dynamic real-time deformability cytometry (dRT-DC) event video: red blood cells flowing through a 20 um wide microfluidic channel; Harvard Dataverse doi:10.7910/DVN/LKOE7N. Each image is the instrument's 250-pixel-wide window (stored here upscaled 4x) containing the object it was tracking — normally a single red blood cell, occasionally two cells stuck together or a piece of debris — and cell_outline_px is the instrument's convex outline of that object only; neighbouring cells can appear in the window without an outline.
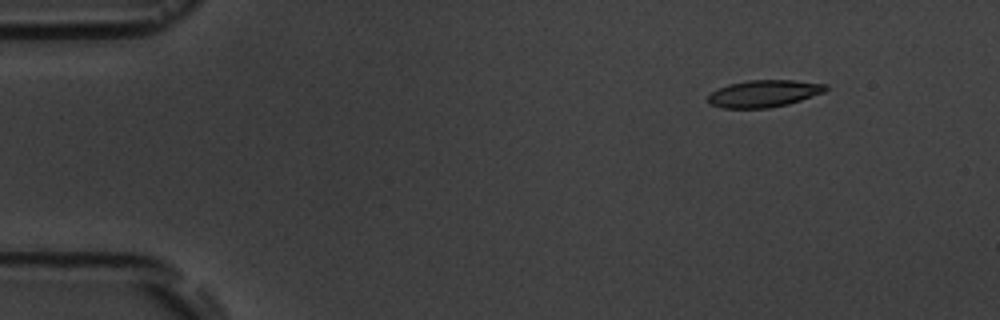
{"species": "common noctule bat (a hibernating species)", "species_latin": "Nyctalus noctula", "temperature_condition": "room temperature", "stored_images_in_passage": 5, "camera_frame_rate_fps": 3000, "um_per_image_px": 0.085, "animal": {"sex": "male", "body_mass_g": 19.5, "forearm_length_mm": 54.6}, "frame": {"image": 1, "passage_image": 2, "time_ms": 2.0, "image_size_px": [1000, 320], "cell_outline_px": [[828, 88], [824, 92], [788, 104], [768, 108], [720, 108], [708, 104], [708, 96], [716, 88], [728, 84], [748, 80], [792, 80], [828, 84]], "centroid_in_image_um": [64.9, 7.95], "position_along_channel_um": 20.1, "area_um2": 18.67}}
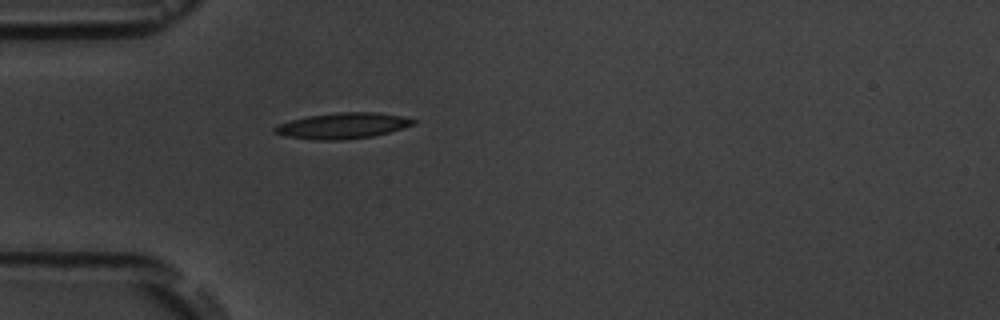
{"frame": {"image": 2, "passage_image": 5, "time_ms": 5.333, "image_size_px": [1000, 320], "cell_outline_px": [[416, 124], [404, 128], [372, 136], [340, 140], [312, 140], [284, 136], [276, 132], [272, 128], [280, 124], [292, 120], [308, 116], [336, 112], [380, 112], [400, 116], [416, 120]], "centroid_in_image_um": [29.15, 10.68], "position_along_channel_um": 55.9, "area_um2": 20.81}}